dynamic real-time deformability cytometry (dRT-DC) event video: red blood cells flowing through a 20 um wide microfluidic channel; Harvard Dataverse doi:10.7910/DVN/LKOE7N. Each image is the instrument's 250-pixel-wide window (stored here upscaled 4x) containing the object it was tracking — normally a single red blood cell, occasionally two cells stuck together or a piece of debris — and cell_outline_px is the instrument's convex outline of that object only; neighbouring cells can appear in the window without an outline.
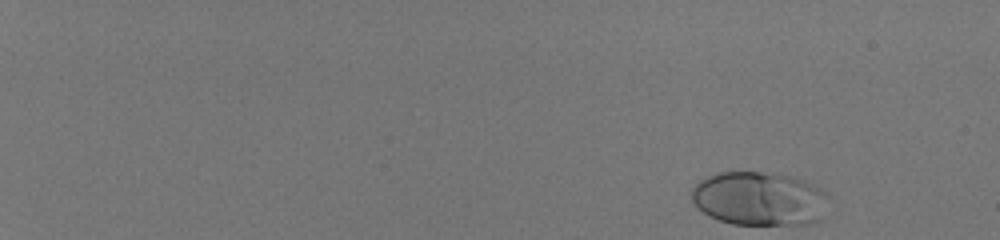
{"species": "human", "species_latin": "Homo sapiens", "temperature_condition": "room temperature", "stored_images_in_passage": 49, "camera_frame_rate_fps": 3000, "um_per_image_px": 0.085, "donor": {"sex": "male"}, "frame": {"image": 1, "passage_image": 1, "time_ms": 0.0, "image_size_px": [1000, 240], "cell_outline_px": [[824, 196], [820, 220], [808, 224], [732, 224], [720, 220], [704, 212], [692, 200], [692, 188], [700, 180], [716, 172], [760, 172], [788, 176], [800, 180], [820, 188], [824, 192]], "centroid_in_image_um": [64.47, 16.89], "position_along_channel_um": 20.5, "area_um2": 41.96}}
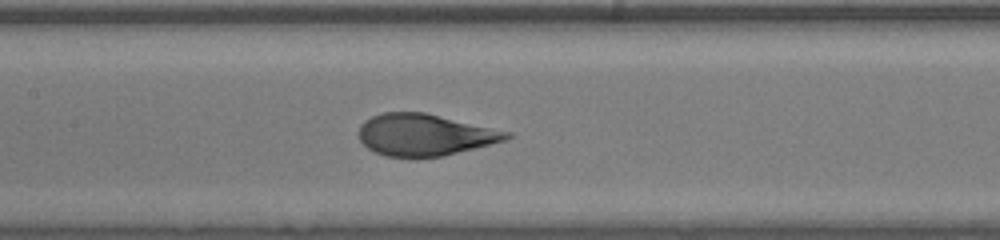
{"frame": {"image": 2, "passage_image": 28, "time_ms": 9.0, "image_size_px": [1000, 240], "cell_outline_px": [[512, 136], [504, 140], [444, 156], [416, 160], [412, 160], [384, 156], [368, 148], [360, 140], [360, 124], [364, 120], [372, 116], [384, 112], [424, 112], [512, 132]], "centroid_in_image_um": [36.07, 11.49], "position_along_channel_um": 171.3, "area_um2": 36.41}}
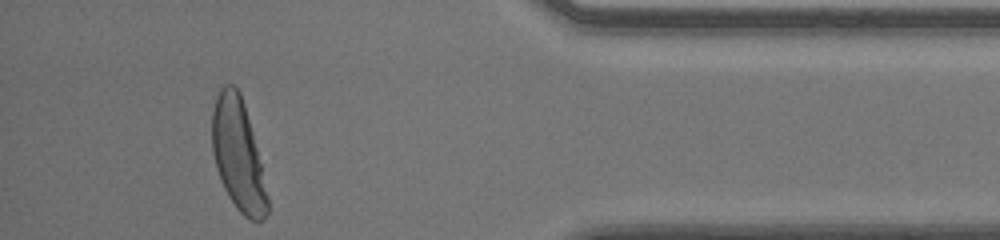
{"frame": {"image": 3, "passage_image": 48, "time_ms": 15.667, "image_size_px": [1000, 240], "cell_outline_px": [[268, 212], [264, 220], [248, 220], [236, 208], [228, 196], [220, 180], [216, 168], [212, 152], [212, 112], [216, 96], [220, 88], [224, 84], [232, 84], [240, 92], [244, 104], [252, 132], [268, 196]], "centroid_in_image_um": [20.21, 13.17], "position_along_channel_um": 415.0, "area_um2": 35.72}, "authors_computed_cell_mechanics": {"area_um2": 37.0498, "velocity_mm_per_s": 4.0244, "shape_relaxation_time_tau1_ms": 3.3672, "shape_relaxation_time_tau2_ms": null, "deformation_change_tau1": 0.1981, "deformation_change_tau2": null}}